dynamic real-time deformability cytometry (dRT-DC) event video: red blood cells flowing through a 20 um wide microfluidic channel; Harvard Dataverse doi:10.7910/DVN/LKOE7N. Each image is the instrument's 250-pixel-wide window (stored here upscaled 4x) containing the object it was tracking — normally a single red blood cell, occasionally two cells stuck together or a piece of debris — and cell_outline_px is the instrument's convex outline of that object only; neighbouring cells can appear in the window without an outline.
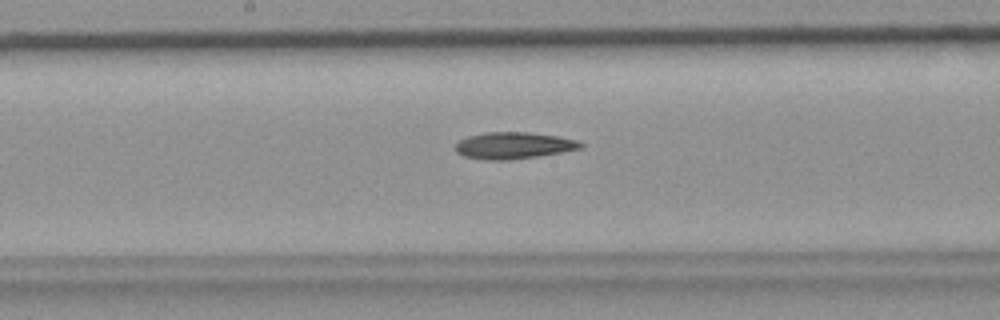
{"species": "common noctule bat (a hibernating species)", "species_latin": "Nyctalus noctula", "temperature_condition": "room temperature", "stored_images_in_passage": 32, "camera_frame_rate_fps": 3000, "um_per_image_px": 0.085, "animal": {"sex": "female", "body_mass_g": 19.9}, "frame": {"image": 1, "passage_image": 10, "time_ms": 3.0, "image_size_px": [1000, 320], "cell_outline_px": [[584, 144], [580, 148], [560, 152], [536, 156], [508, 160], [488, 160], [464, 156], [456, 152], [456, 144], [460, 140], [468, 136], [484, 132], [528, 132], [556, 136], [576, 140]], "centroid_in_image_um": [43.61, 12.36], "position_along_channel_um": 204.6, "area_um2": 19.19}}
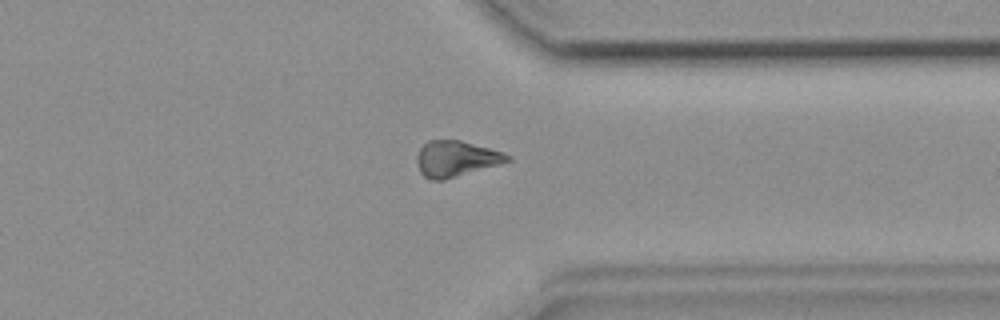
{"frame": {"image": 2, "passage_image": 22, "time_ms": 7.0, "image_size_px": [1000, 320], "cell_outline_px": [[512, 160], [500, 164], [444, 180], [432, 180], [424, 176], [420, 172], [416, 160], [416, 156], [420, 148], [428, 140], [460, 140], [504, 152], [512, 156]], "centroid_in_image_um": [38.77, 13.49], "position_along_channel_um": 372.6, "area_um2": 18.96}}
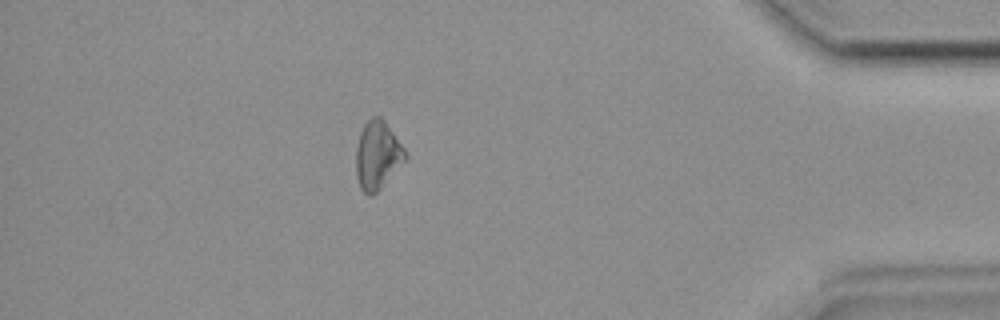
{"frame": {"image": 3, "passage_image": 27, "time_ms": 8.667, "image_size_px": [1000, 320], "cell_outline_px": [[408, 156], [380, 188], [372, 196], [368, 196], [360, 188], [356, 176], [356, 148], [360, 132], [364, 124], [372, 116], [380, 116], [384, 120], [404, 148]], "centroid_in_image_um": [32.06, 13.18], "position_along_channel_um": 403.1, "area_um2": 19.36}}